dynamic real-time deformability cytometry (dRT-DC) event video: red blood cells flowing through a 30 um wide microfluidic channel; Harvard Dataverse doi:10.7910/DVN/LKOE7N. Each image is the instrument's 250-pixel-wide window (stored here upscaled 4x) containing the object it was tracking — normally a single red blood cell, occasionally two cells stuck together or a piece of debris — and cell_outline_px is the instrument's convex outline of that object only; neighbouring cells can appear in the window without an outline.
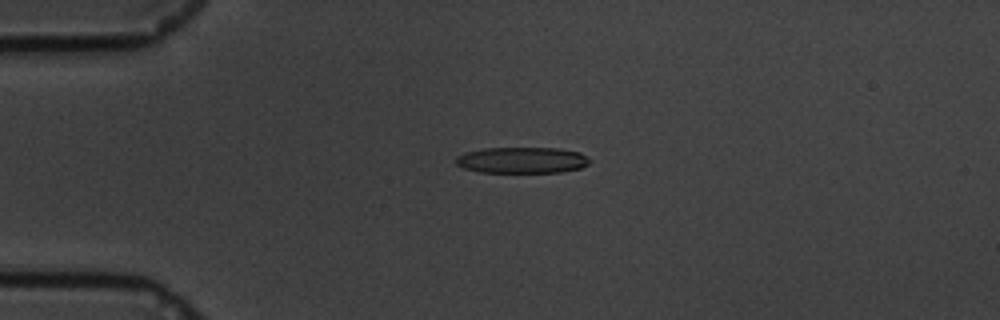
{"species": "common noctule bat (a hibernating species)", "species_latin": "Nyctalus noctula", "temperature_condition": "cold", "stored_images_in_passage": 46, "camera_frame_rate_fps": 3000, "um_per_image_px": 0.085, "animal": {"sex": "male", "body_mass_g": 19.5, "forearm_length_mm": 54.6}, "frame": {"image": 1, "passage_image": 1, "time_ms": 0.0, "image_size_px": [1000, 320], "cell_outline_px": [[592, 160], [588, 164], [580, 168], [560, 172], [480, 172], [464, 168], [456, 164], [456, 156], [464, 152], [484, 148], [560, 148], [580, 152], [588, 156]], "centroid_in_image_um": [44.39, 13.6], "position_along_channel_um": 40.6, "area_um2": 20.52}}
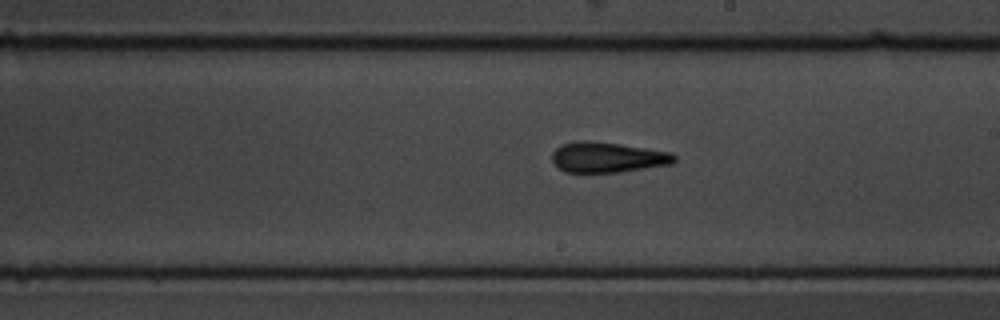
{"frame": {"image": 2, "passage_image": 21, "time_ms": 6.667, "image_size_px": [1000, 320], "cell_outline_px": [[676, 160], [672, 164], [620, 172], [564, 172], [556, 168], [552, 164], [552, 152], [560, 144], [584, 140], [620, 144], [672, 152], [676, 156]], "centroid_in_image_um": [51.61, 13.38], "position_along_channel_um": 237.4, "area_um2": 21.85}}
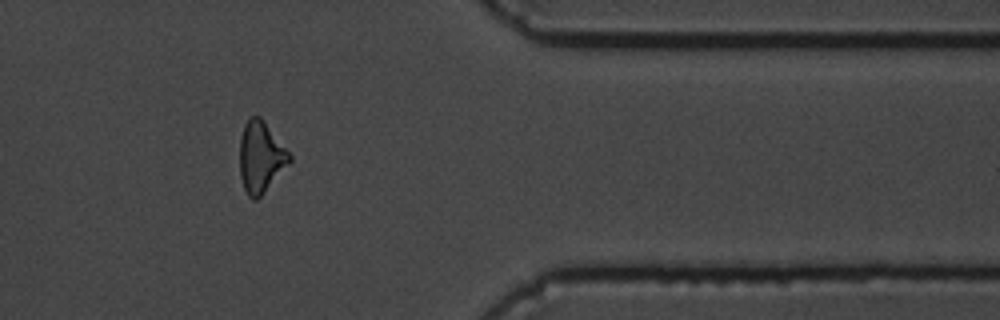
{"frame": {"image": 3, "passage_image": 36, "time_ms": 11.667, "image_size_px": [1000, 320], "cell_outline_px": [[292, 160], [264, 192], [256, 200], [252, 200], [248, 196], [244, 188], [240, 176], [240, 136], [244, 124], [252, 116], [260, 116], [264, 120], [292, 156]], "centroid_in_image_um": [22.15, 13.34], "position_along_channel_um": 389.2, "area_um2": 20.52}, "authors_computed_cell_mechanics": {"area_um2": 20.7213, "velocity_mm_per_s": 3.3753, "shape_relaxation_time_tau1_ms": 5.5624, "shape_relaxation_time_tau2_ms": 2.6716, "deformation_change_tau1": 0.1591, "deformation_change_tau2": 0.1394}}